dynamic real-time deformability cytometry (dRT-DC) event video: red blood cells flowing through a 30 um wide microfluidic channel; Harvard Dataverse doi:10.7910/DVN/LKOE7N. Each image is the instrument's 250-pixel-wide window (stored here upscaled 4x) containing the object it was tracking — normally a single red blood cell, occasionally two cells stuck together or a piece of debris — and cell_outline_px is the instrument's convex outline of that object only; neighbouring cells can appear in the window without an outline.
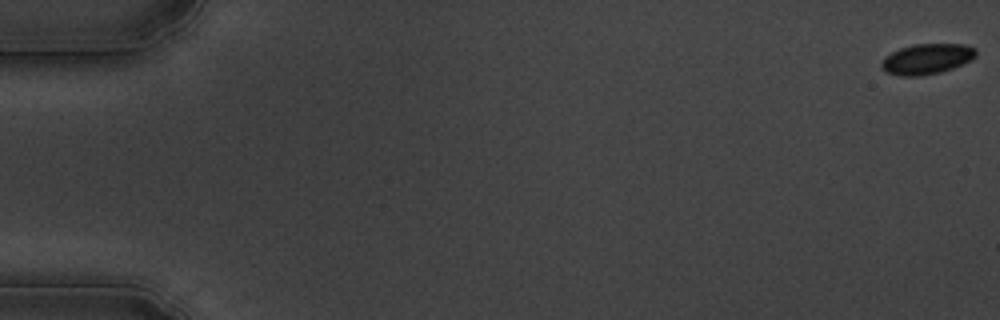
{"species": "common noctule bat (a hibernating species)", "species_latin": "Nyctalus noctula", "temperature_condition": "cold", "stored_images_in_passage": 12, "camera_frame_rate_fps": 3000, "um_per_image_px": 0.085, "animal": {"sex": "male", "body_mass_g": 19.5, "forearm_length_mm": 54.6}, "frame": {"image": 1, "passage_image": 1, "time_ms": 0.0, "image_size_px": [1000, 320], "cell_outline_px": [[976, 56], [972, 60], [964, 64], [940, 72], [916, 76], [900, 76], [888, 72], [880, 64], [880, 60], [884, 56], [900, 48], [916, 44], [964, 44], [976, 48]], "centroid_in_image_um": [78.8, 5.0], "position_along_channel_um": 6.2, "area_um2": 16.76}}